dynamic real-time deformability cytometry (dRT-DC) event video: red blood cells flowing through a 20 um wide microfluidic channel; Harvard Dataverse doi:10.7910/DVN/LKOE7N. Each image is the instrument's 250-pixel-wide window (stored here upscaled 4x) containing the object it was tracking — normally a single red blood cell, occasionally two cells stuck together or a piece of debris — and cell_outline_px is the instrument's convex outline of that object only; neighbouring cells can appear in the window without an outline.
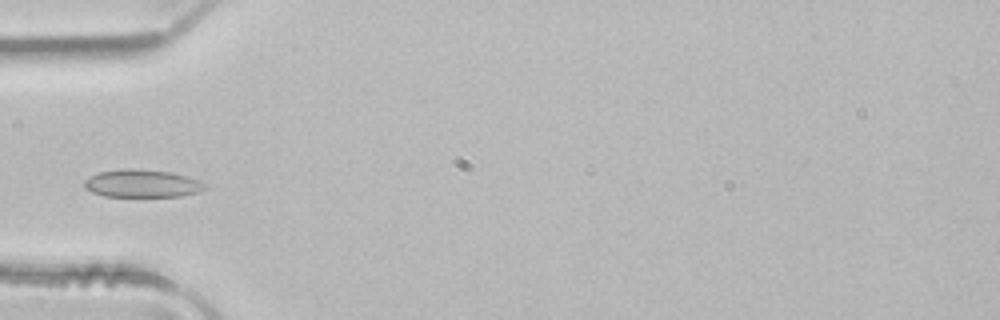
{"species": "common noctule bat (a hibernating species)", "species_latin": "Nyctalus noctula", "temperature_condition": "room temperature", "stored_images_in_passage": 4, "camera_frame_rate_fps": 3000, "um_per_image_px": 0.085, "animal": {"sex": "male", "body_mass_g": 21.5, "forearm_length_mm": 52.0}, "frame": {"image": 1, "passage_image": 4, "time_ms": 1.0, "image_size_px": [1000, 320], "cell_outline_px": [[208, 184], [204, 188], [196, 192], [180, 196], [104, 196], [92, 192], [84, 188], [84, 180], [100, 172], [128, 168], [132, 168], [168, 172], [184, 176]], "centroid_in_image_um": [12.03, 15.6], "position_along_channel_um": 73.0, "area_um2": 19.07}}